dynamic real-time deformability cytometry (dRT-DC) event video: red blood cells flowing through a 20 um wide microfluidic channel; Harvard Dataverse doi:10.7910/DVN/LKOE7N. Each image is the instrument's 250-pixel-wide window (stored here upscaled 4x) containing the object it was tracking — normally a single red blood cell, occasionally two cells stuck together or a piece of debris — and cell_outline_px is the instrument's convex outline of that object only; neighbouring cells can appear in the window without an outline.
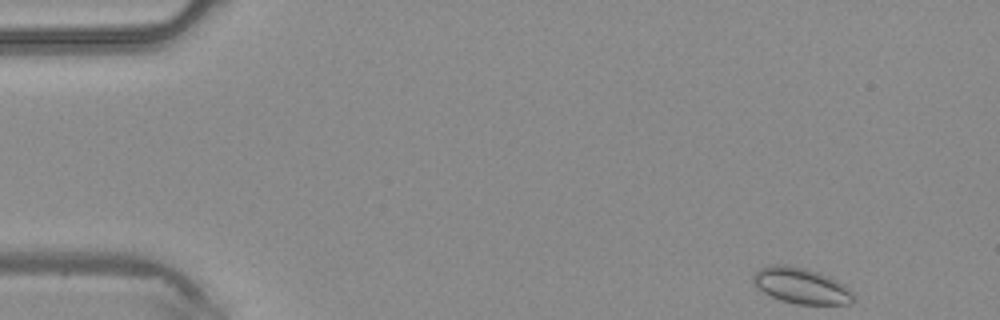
{"species": "common noctule bat (a hibernating species)", "species_latin": "Nyctalus noctula", "temperature_condition": "warm", "stored_images_in_passage": 3, "camera_frame_rate_fps": 3000, "um_per_image_px": 0.085, "animal": {"sex": "male", "body_mass_g": 20.4}, "frame": {"image": 1, "passage_image": 1, "time_ms": 0.0, "image_size_px": [1000, 320], "cell_outline_px": [[852, 304], [796, 304], [780, 300], [756, 288], [752, 284], [752, 276], [760, 268], [768, 264], [784, 264], [804, 268], [820, 272], [844, 284], [852, 292]], "centroid_in_image_um": [68.05, 24.27], "position_along_channel_um": 16.9, "area_um2": 21.04}}